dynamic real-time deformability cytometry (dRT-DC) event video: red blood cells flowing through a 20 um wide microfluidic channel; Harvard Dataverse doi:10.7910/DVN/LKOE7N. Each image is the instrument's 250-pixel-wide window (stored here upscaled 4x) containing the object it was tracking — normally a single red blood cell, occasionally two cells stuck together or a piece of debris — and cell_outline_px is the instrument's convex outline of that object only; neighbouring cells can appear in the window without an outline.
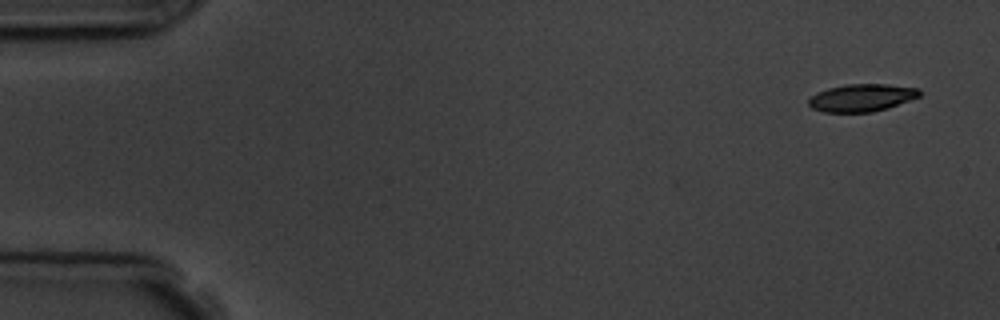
{"species": "common noctule bat (a hibernating species)", "species_latin": "Nyctalus noctula", "temperature_condition": "room temperature", "stored_images_in_passage": 8, "camera_frame_rate_fps": 3000, "um_per_image_px": 0.085, "animal": {"sex": "male", "body_mass_g": 19.5, "forearm_length_mm": 54.6}, "frame": {"image": 1, "passage_image": 1, "time_ms": 0.0, "image_size_px": [1000, 320], "cell_outline_px": [[924, 92], [920, 96], [888, 108], [872, 112], [824, 112], [812, 108], [808, 104], [808, 100], [816, 92], [828, 88], [844, 84], [888, 84], [920, 88]], "centroid_in_image_um": [73.27, 8.3], "position_along_channel_um": 11.7, "area_um2": 17.98}}
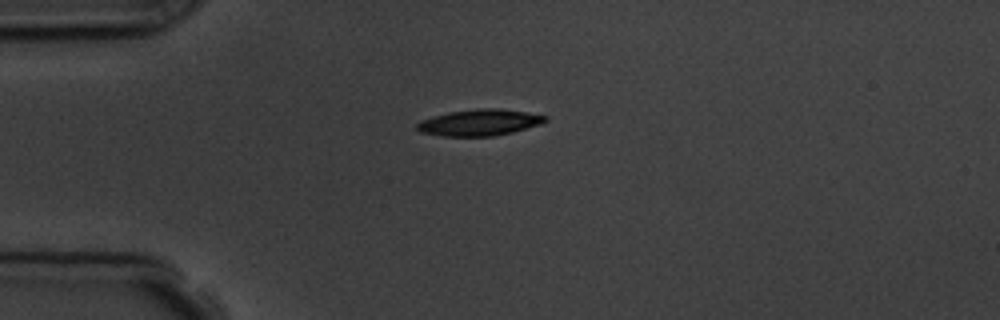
{"frame": {"image": 2, "passage_image": 4, "time_ms": 3.667, "image_size_px": [1000, 320], "cell_outline_px": [[548, 120], [540, 124], [512, 132], [496, 136], [440, 136], [420, 132], [416, 128], [416, 124], [420, 120], [432, 116], [448, 112], [476, 108], [500, 108], [528, 112], [548, 116]], "centroid_in_image_um": [40.74, 10.4], "position_along_channel_um": 44.3, "area_um2": 19.94}}
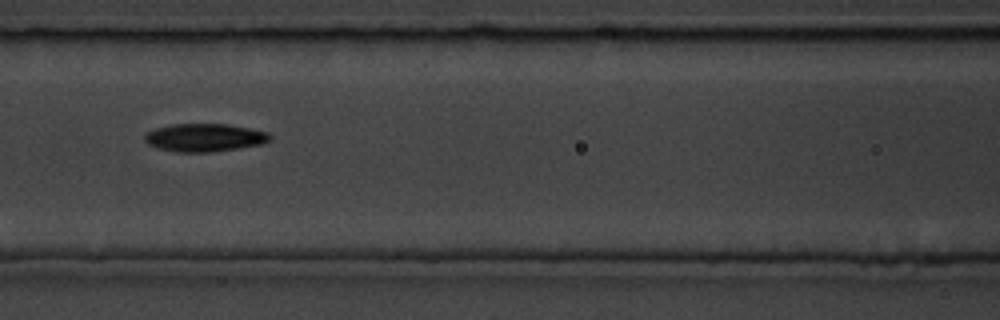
{"frame": {"image": 3, "passage_image": 7, "time_ms": 7.0, "image_size_px": [1000, 320], "cell_outline_px": [[272, 136], [264, 144], [240, 148], [212, 152], [176, 152], [160, 148], [148, 144], [144, 140], [144, 136], [148, 132], [156, 128], [172, 124], [228, 124], [268, 132]], "centroid_in_image_um": [17.41, 11.7], "position_along_channel_um": 149.2, "area_um2": 20.4}}